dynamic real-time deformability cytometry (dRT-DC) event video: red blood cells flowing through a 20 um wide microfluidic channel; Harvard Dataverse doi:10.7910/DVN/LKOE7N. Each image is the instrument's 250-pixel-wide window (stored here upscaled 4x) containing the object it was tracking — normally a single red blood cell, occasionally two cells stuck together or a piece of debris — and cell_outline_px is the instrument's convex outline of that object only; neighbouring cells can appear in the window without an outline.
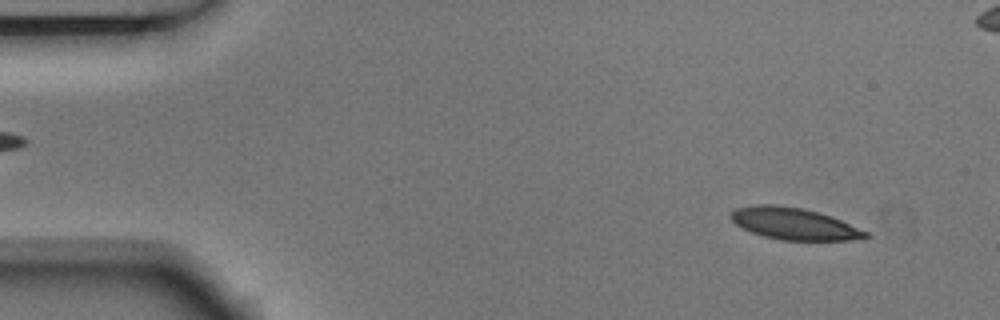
{"species": "Egyptian fruit bat (a non-hibernating species)", "species_latin": "Rousettus aegyptiacus", "temperature_condition": "room temperature", "stored_images_in_passage": 5, "camera_frame_rate_fps": 3000, "um_per_image_px": 0.085, "animal": {"sex": "male"}, "frame": {"image": 1, "passage_image": 5, "time_ms": 1.333, "image_size_px": [1000, 320], "cell_outline_px": [[872, 236], [852, 240], [780, 240], [764, 236], [752, 232], [736, 224], [728, 216], [736, 208], [752, 204], [776, 204], [804, 208], [840, 220], [868, 232]], "centroid_in_image_um": [67.46, 19.01], "position_along_channel_um": 17.5, "area_um2": 24.85}}